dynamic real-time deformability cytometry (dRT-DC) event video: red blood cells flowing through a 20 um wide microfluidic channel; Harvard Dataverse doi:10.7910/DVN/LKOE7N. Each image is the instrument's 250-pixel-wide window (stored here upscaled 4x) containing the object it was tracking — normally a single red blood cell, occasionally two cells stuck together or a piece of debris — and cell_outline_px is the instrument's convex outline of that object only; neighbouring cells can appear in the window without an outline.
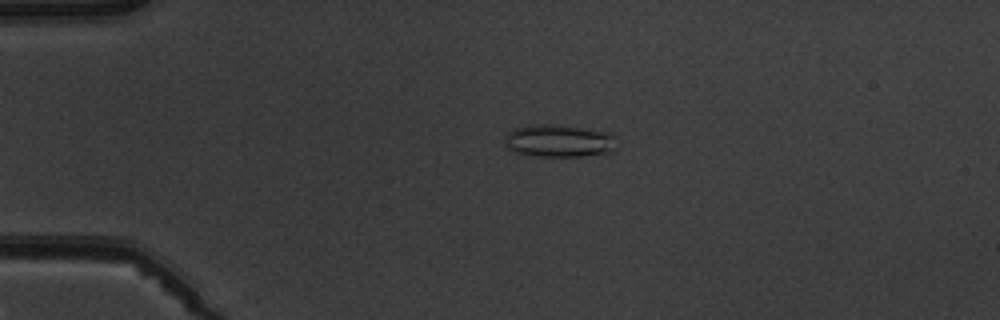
{"species": "common noctule bat (a hibernating species)", "species_latin": "Nyctalus noctula", "temperature_condition": "warm", "stored_images_in_passage": 3, "camera_frame_rate_fps": 3000, "um_per_image_px": 0.085, "animal": {"sex": "male", "body_mass_g": 19.5, "forearm_length_mm": 54.6}, "frame": {"image": 1, "passage_image": 2, "time_ms": 1.0, "image_size_px": [1000, 320], "cell_outline_px": [[616, 136], [612, 152], [580, 156], [536, 156], [516, 152], [508, 148], [504, 144], [504, 136], [508, 132], [516, 128], [528, 124], [548, 124], [612, 132]], "centroid_in_image_um": [47.49, 11.96], "position_along_channel_um": 37.5, "area_um2": 21.21}}